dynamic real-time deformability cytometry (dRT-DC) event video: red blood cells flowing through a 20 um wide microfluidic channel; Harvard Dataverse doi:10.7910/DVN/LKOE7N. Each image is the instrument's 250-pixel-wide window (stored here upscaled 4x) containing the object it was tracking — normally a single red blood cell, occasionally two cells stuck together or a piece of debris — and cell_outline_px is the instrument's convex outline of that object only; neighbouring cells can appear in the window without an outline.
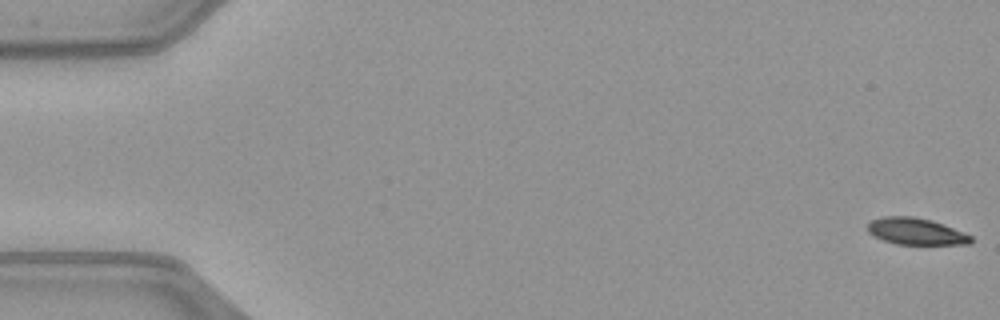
{"species": "common noctule bat (a hibernating species)", "species_latin": "Nyctalus noctula", "temperature_condition": "warm", "stored_images_in_passage": 51, "camera_frame_rate_fps": 3000, "um_per_image_px": 0.085, "animal": {"sex": "female", "body_mass_g": 21.9}, "frame": {"image": 1, "passage_image": 1, "time_ms": 0.0, "image_size_px": [1000, 320], "cell_outline_px": [[972, 240], [968, 244], [896, 244], [872, 236], [868, 232], [868, 224], [872, 220], [884, 216], [912, 216], [932, 220], [944, 224], [964, 232], [972, 236]], "centroid_in_image_um": [77.85, 19.66], "position_along_channel_um": 7.2, "area_um2": 16.07}}
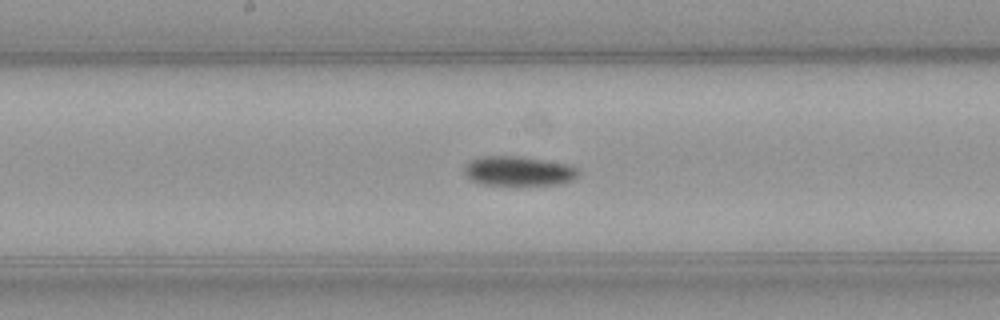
{"frame": {"image": 2, "passage_image": 27, "time_ms": 8.667, "image_size_px": [1000, 320], "cell_outline_px": [[580, 168], [576, 176], [572, 180], [560, 184], [480, 184], [472, 180], [464, 172], [464, 164], [468, 160], [480, 156], [524, 156], [568, 164]], "centroid_in_image_um": [44.06, 14.51], "position_along_channel_um": 204.1, "area_um2": 19.71}}
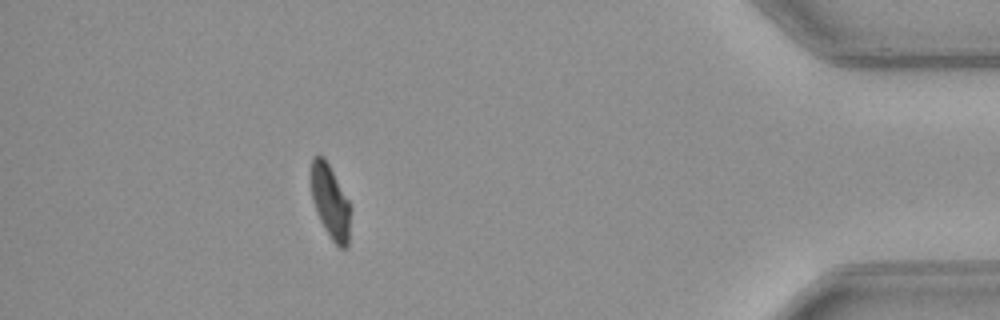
{"frame": {"image": 3, "passage_image": 46, "time_ms": 15.0, "image_size_px": [1000, 320], "cell_outline_px": [[352, 208], [348, 244], [344, 248], [340, 248], [332, 240], [324, 228], [316, 212], [312, 200], [312, 160], [316, 156], [324, 156], [348, 200]], "centroid_in_image_um": [28.11, 17.2], "position_along_channel_um": 407.1, "area_um2": 16.76}, "authors_computed_cell_mechanics": {"area_um2": 18.496, "velocity_mm_per_s": 4.0489, "shape_relaxation_time_tau1_ms": 3.2978, "shape_relaxation_time_tau2_ms": null, "deformation_change_tau1": 0.1422, "deformation_change_tau2": null}}